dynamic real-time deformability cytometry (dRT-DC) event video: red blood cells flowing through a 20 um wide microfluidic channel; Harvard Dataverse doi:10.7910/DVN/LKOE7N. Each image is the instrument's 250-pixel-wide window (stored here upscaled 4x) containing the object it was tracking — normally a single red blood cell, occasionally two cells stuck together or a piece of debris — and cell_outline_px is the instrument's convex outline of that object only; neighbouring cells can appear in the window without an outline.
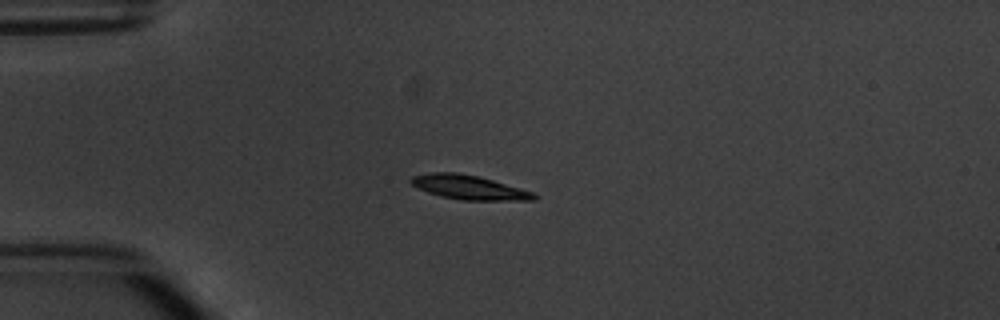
{"species": "common noctule bat (a hibernating species)", "species_latin": "Nyctalus noctula", "temperature_condition": "warm", "stored_images_in_passage": 5, "camera_frame_rate_fps": 3000, "um_per_image_px": 0.085, "animal": {"sex": "male", "body_mass_g": 20.1, "forearm_length_mm": 53.5}, "frame": {"image": 1, "passage_image": 1, "time_ms": 0.0, "image_size_px": [1000, 320], "cell_outline_px": [[540, 196], [536, 200], [460, 200], [440, 196], [428, 192], [412, 184], [408, 180], [412, 176], [432, 172], [456, 172], [480, 176], [536, 192]], "centroid_in_image_um": [39.94, 15.92], "position_along_channel_um": 45.1, "area_um2": 17.63}}
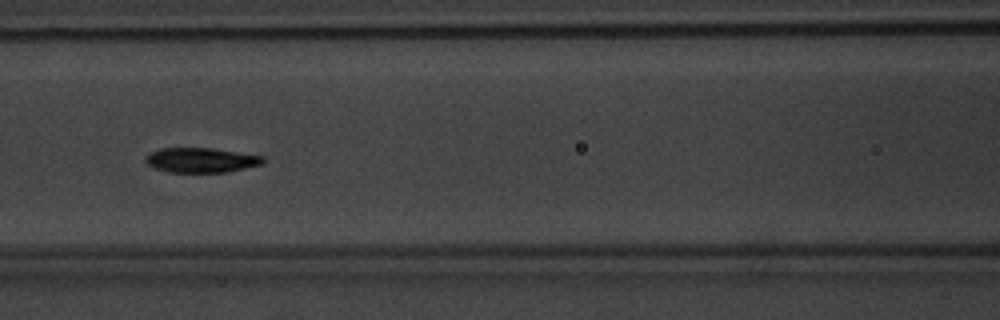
{"frame": {"image": 2, "passage_image": 4, "time_ms": 3.333, "image_size_px": [1000, 320], "cell_outline_px": [[264, 164], [228, 172], [168, 172], [156, 168], [148, 164], [144, 160], [144, 156], [148, 152], [160, 148], [212, 148], [264, 156]], "centroid_in_image_um": [17.08, 13.6], "position_along_channel_um": 149.5, "area_um2": 17.11}}
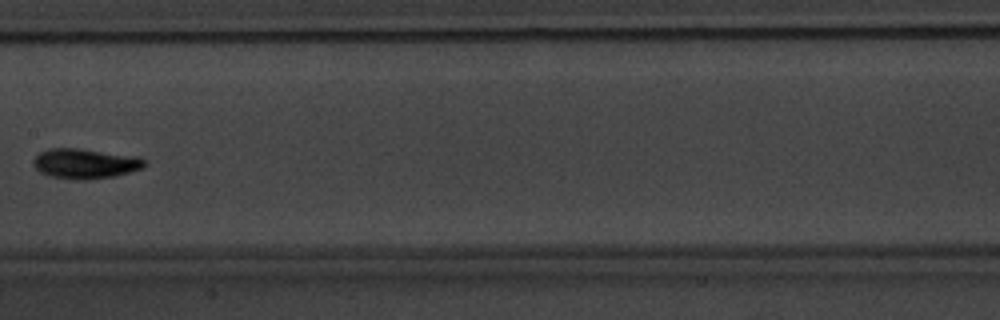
{"frame": {"image": 3, "passage_image": 5, "time_ms": 4.667, "image_size_px": [1000, 320], "cell_outline_px": [[148, 164], [144, 168], [116, 176], [88, 180], [72, 180], [52, 176], [40, 172], [32, 164], [32, 160], [40, 152], [48, 148], [80, 148], [140, 156], [148, 160]], "centroid_in_image_um": [7.31, 13.9], "position_along_channel_um": 200.1, "area_um2": 20.0}}